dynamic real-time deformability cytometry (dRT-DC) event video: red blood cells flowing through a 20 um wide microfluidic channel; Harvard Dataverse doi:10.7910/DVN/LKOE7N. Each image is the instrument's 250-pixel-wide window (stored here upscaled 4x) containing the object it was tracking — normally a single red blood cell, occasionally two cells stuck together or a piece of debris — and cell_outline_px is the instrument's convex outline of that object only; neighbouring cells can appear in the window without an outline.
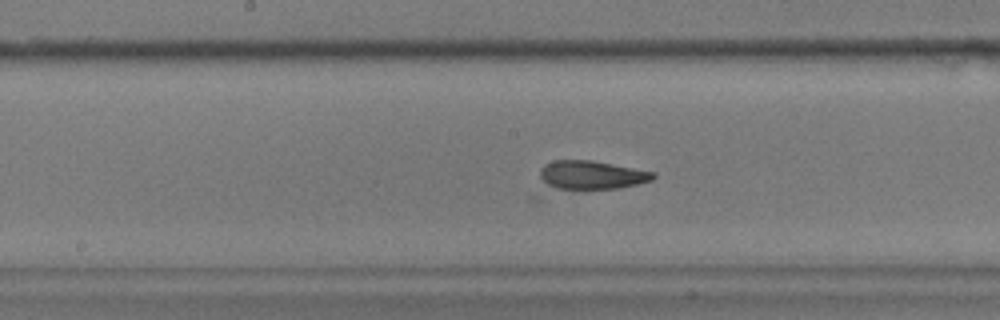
{"species": "common noctule bat (a hibernating species)", "species_latin": "Nyctalus noctula", "temperature_condition": "warm", "stored_images_in_passage": 44, "camera_frame_rate_fps": 3000, "um_per_image_px": 0.085, "animal": {"sex": "male", "body_mass_g": 17.9}, "frame": {"image": 1, "passage_image": 28, "time_ms": 9.0, "image_size_px": [1000, 320], "cell_outline_px": [[656, 176], [652, 180], [620, 188], [556, 188], [548, 184], [540, 176], [540, 168], [544, 164], [552, 160], [592, 160], [656, 172]], "centroid_in_image_um": [50.32, 14.85], "position_along_channel_um": 197.9, "area_um2": 18.61}}
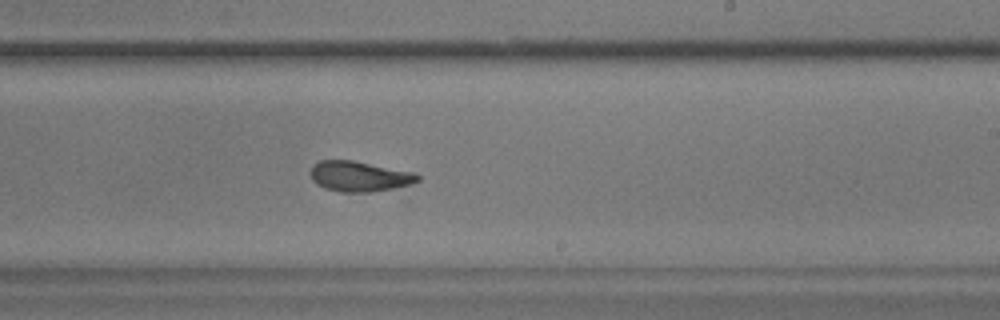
{"frame": {"image": 2, "passage_image": 33, "time_ms": 10.667, "image_size_px": [1000, 320], "cell_outline_px": [[420, 180], [412, 184], [372, 192], [340, 192], [324, 188], [316, 184], [312, 180], [312, 164], [320, 160], [352, 160], [412, 172], [420, 176]], "centroid_in_image_um": [30.53, 14.99], "position_along_channel_um": 258.5, "area_um2": 18.84}}
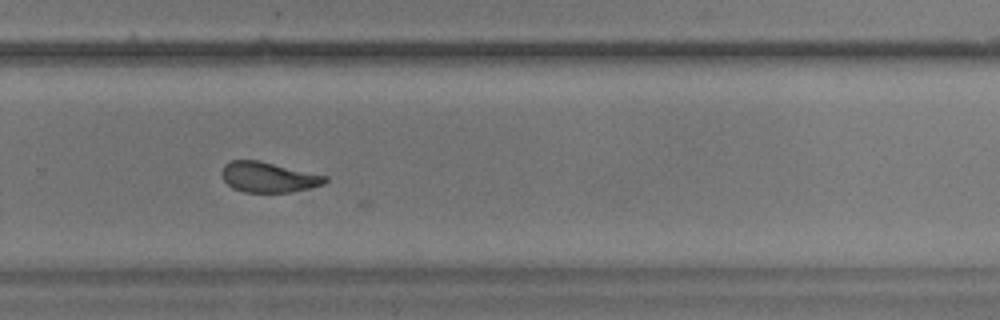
{"frame": {"image": 3, "passage_image": 37, "time_ms": 12.0, "image_size_px": [1000, 320], "cell_outline_px": [[328, 180], [324, 184], [312, 188], [292, 192], [244, 192], [232, 188], [224, 180], [220, 172], [224, 164], [232, 160], [260, 160], [328, 176]], "centroid_in_image_um": [22.83, 15.05], "position_along_channel_um": 307.0, "area_um2": 18.5}}